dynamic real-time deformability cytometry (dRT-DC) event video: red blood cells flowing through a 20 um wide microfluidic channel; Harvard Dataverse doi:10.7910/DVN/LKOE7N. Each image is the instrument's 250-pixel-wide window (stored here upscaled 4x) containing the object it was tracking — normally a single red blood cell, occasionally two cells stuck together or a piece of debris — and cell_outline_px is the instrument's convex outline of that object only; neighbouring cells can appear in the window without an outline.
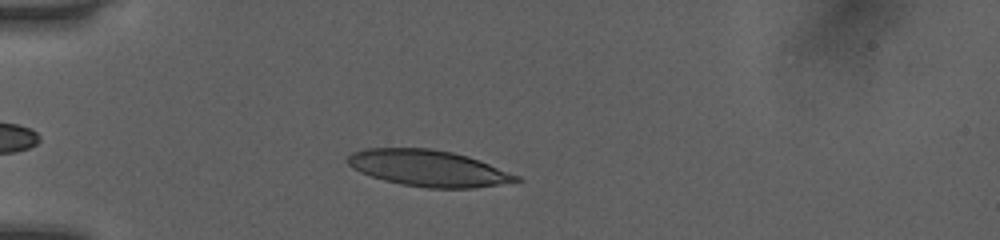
{"species": "human", "species_latin": "Homo sapiens", "temperature_condition": "room temperature", "stored_images_in_passage": 40, "camera_frame_rate_fps": 3000, "um_per_image_px": 0.085, "donor": {"sex": "female"}, "frame": {"image": 1, "passage_image": 8, "time_ms": 2.333, "image_size_px": [1000, 240], "cell_outline_px": [[524, 180], [472, 188], [428, 188], [400, 184], [384, 180], [360, 172], [352, 168], [344, 160], [352, 152], [364, 148], [432, 148], [452, 152], [468, 156], [480, 160], [520, 176]], "centroid_in_image_um": [36.38, 14.29], "position_along_channel_um": 48.6, "area_um2": 35.78}}
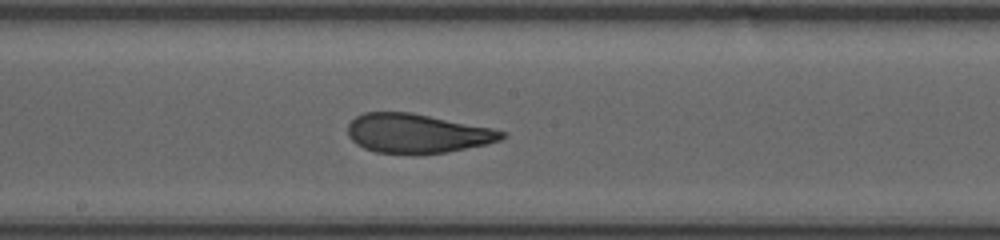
{"frame": {"image": 2, "passage_image": 22, "time_ms": 7.0, "image_size_px": [1000, 240], "cell_outline_px": [[508, 136], [500, 140], [488, 144], [448, 152], [416, 156], [376, 152], [364, 148], [356, 144], [348, 136], [348, 124], [356, 116], [364, 112], [412, 112], [492, 128], [508, 132]], "centroid_in_image_um": [35.48, 11.36], "position_along_channel_um": 212.7, "area_um2": 35.95}}
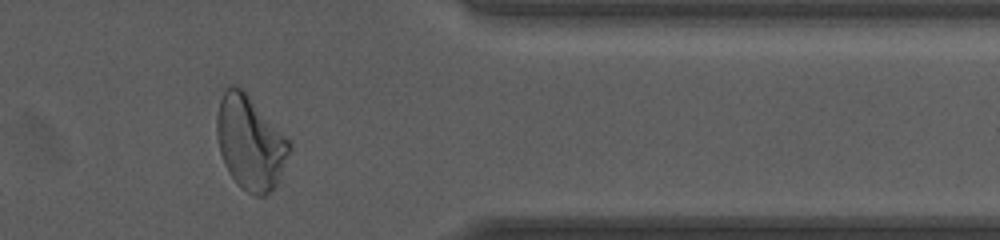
{"frame": {"image": 3, "passage_image": 36, "time_ms": 11.667, "image_size_px": [1000, 240], "cell_outline_px": [[292, 148], [280, 180], [276, 188], [264, 196], [256, 196], [240, 188], [236, 184], [228, 172], [224, 164], [220, 152], [216, 132], [216, 116], [220, 100], [224, 88], [228, 84], [236, 84], [244, 88], [292, 144]], "centroid_in_image_um": [21.26, 12.12], "position_along_channel_um": 390.1, "area_um2": 40.52}, "authors_computed_cell_mechanics": {"area_um2": 35.6337, "velocity_mm_per_s": 4.0621, "shape_relaxation_time_tau1_ms": 7.8861, "shape_relaxation_time_tau2_ms": 0.9996, "deformation_change_tau1": 0.2772, "deformation_change_tau2": 0.0908}}